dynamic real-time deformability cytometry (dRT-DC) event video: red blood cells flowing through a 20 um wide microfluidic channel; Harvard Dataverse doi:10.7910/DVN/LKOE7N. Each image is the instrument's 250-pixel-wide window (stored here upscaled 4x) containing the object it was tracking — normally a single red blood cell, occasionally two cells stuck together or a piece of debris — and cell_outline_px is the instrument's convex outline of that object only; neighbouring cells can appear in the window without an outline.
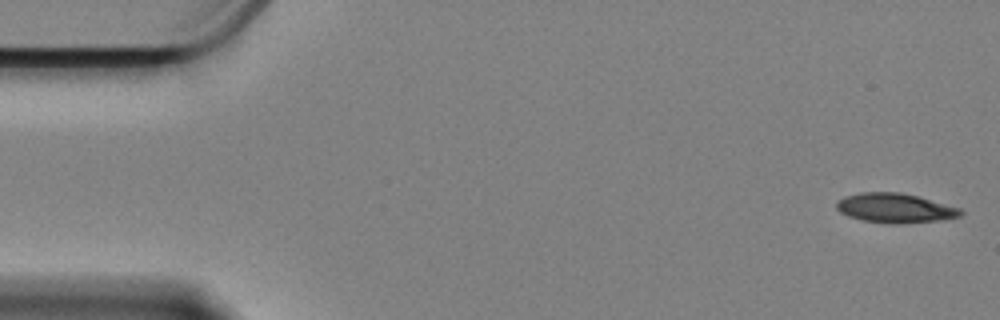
{"species": "Egyptian fruit bat (a non-hibernating species)", "species_latin": "Rousettus aegyptiacus", "temperature_condition": "cold", "stored_images_in_passage": 9, "camera_frame_rate_fps": 3000, "um_per_image_px": 0.085, "animal": {"sex": "female"}, "frame": {"image": 1, "passage_image": 1, "time_ms": 0.0, "image_size_px": [1000, 320], "cell_outline_px": [[964, 212], [960, 216], [940, 220], [900, 224], [888, 224], [864, 220], [848, 216], [840, 212], [836, 208], [836, 200], [844, 196], [864, 192], [900, 192], [916, 196], [960, 208]], "centroid_in_image_um": [76.05, 17.69], "position_along_channel_um": 9.0, "area_um2": 21.27}}